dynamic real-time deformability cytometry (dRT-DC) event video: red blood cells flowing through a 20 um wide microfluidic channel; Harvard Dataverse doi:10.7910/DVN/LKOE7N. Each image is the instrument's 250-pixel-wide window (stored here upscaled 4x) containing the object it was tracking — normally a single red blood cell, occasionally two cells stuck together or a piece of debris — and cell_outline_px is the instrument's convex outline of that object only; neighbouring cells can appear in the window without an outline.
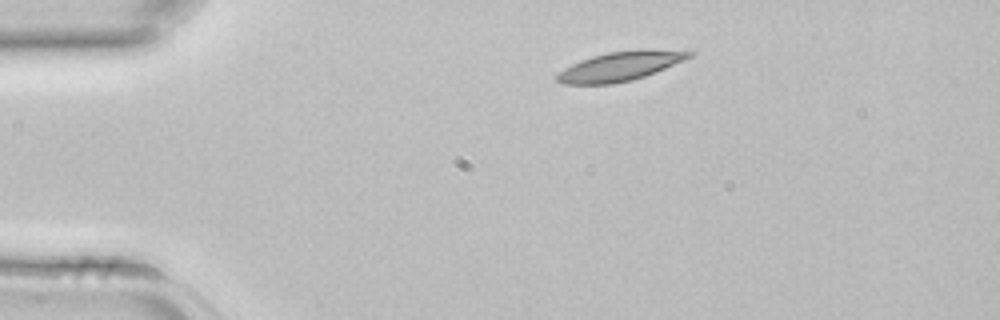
{"species": "common noctule bat (a hibernating species)", "species_latin": "Nyctalus noctula", "temperature_condition": "room temperature", "stored_images_in_passage": 2, "camera_frame_rate_fps": 3000, "um_per_image_px": 0.085, "animal": {"sex": "female", "body_mass_g": 22.7, "forearm_length_mm": 54.2}, "frame": {"image": 1, "passage_image": 1, "time_ms": 0.0, "image_size_px": [1000, 320], "cell_outline_px": [[696, 52], [692, 56], [684, 60], [656, 72], [632, 80], [612, 84], [564, 84], [556, 80], [556, 76], [564, 68], [580, 60], [592, 56], [608, 52], [640, 48], [648, 48]], "centroid_in_image_um": [52.74, 5.61], "position_along_channel_um": 32.3, "area_um2": 22.66}}